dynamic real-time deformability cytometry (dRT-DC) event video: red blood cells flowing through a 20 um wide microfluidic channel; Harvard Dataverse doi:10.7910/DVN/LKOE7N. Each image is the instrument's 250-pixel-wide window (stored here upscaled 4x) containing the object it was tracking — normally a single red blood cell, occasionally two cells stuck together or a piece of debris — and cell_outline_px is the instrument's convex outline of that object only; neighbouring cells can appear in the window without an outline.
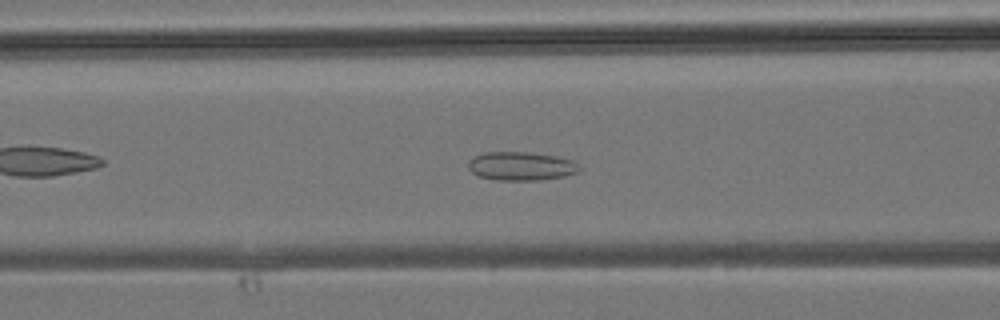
{"species": "common noctule bat (a hibernating species)", "species_latin": "Nyctalus noctula", "temperature_condition": "room temperature", "stored_images_in_passage": 38, "camera_frame_rate_fps": 3000, "um_per_image_px": 0.085, "animal": {"sex": "male", "body_mass_g": 19.2, "forearm_length_mm": 51.8}, "frame": {"image": 1, "passage_image": 15, "time_ms": 4.667, "image_size_px": [1000, 320], "cell_outline_px": [[580, 172], [564, 176], [540, 180], [496, 180], [480, 176], [472, 172], [468, 168], [468, 160], [484, 152], [528, 152], [556, 156], [572, 160], [580, 168]], "centroid_in_image_um": [44.29, 14.12], "position_along_channel_um": 122.3, "area_um2": 18.5}}
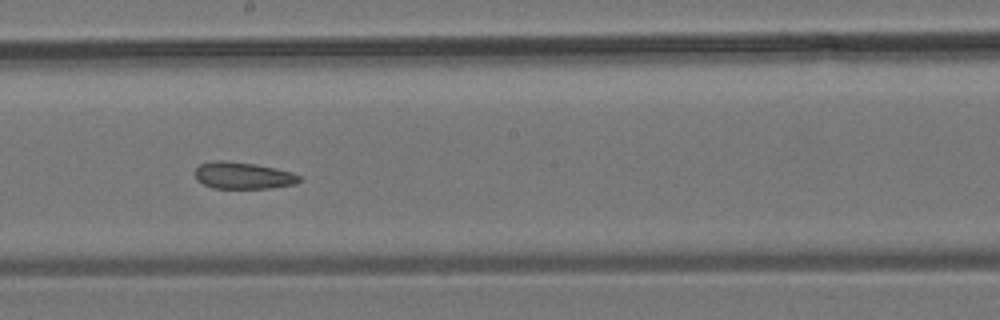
{"frame": {"image": 2, "passage_image": 21, "time_ms": 6.667, "image_size_px": [1000, 320], "cell_outline_px": [[300, 180], [296, 184], [272, 188], [216, 188], [204, 184], [196, 180], [196, 168], [200, 164], [216, 160], [224, 160], [256, 164], [276, 168], [292, 172], [300, 176]], "centroid_in_image_um": [20.68, 14.91], "position_along_channel_um": 227.5, "area_um2": 16.3}}
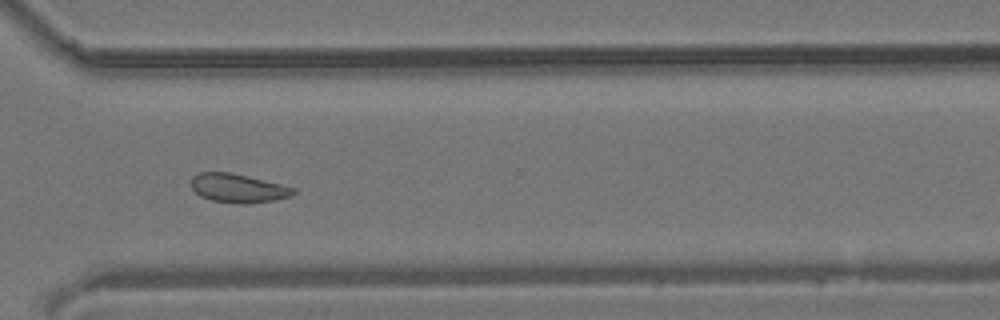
{"frame": {"image": 3, "passage_image": 28, "time_ms": 9.0, "image_size_px": [1000, 320], "cell_outline_px": [[296, 192], [292, 196], [272, 200], [244, 204], [212, 200], [200, 196], [192, 188], [192, 176], [200, 172], [228, 172], [280, 184], [296, 188]], "centroid_in_image_um": [20.23, 15.99], "position_along_channel_um": 350.4, "area_um2": 16.82}}